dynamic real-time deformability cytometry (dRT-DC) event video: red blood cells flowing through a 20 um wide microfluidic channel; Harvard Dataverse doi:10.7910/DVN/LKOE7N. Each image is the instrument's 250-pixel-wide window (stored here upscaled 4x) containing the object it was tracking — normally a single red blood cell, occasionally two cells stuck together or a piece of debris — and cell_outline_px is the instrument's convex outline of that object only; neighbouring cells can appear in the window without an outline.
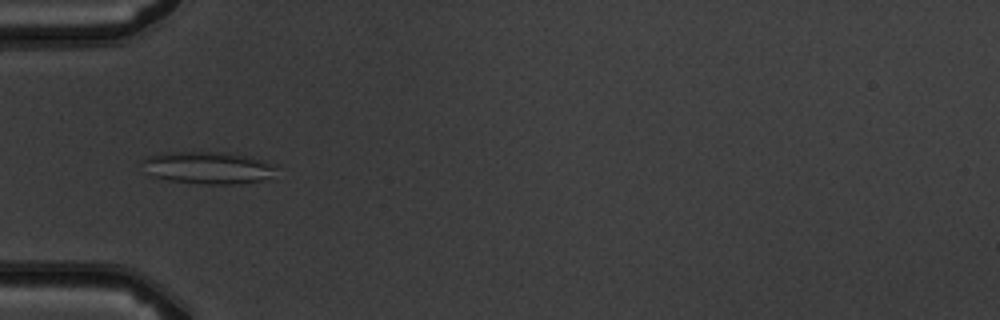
{"species": "common noctule bat (a hibernating species)", "species_latin": "Nyctalus noctula", "temperature_condition": "warm", "stored_images_in_passage": 8, "camera_frame_rate_fps": 3000, "um_per_image_px": 0.085, "animal": {"sex": "male", "body_mass_g": 19.5, "forearm_length_mm": 54.6}, "frame": {"image": 1, "passage_image": 6, "time_ms": 5.667, "image_size_px": [1000, 320], "cell_outline_px": [[276, 168], [268, 176], [260, 180], [240, 184], [204, 184], [168, 180], [152, 176], [140, 164], [140, 160], [144, 156], [160, 152], [236, 152], [252, 156], [276, 164]], "centroid_in_image_um": [17.62, 14.22], "position_along_channel_um": 67.4, "area_um2": 25.66}}